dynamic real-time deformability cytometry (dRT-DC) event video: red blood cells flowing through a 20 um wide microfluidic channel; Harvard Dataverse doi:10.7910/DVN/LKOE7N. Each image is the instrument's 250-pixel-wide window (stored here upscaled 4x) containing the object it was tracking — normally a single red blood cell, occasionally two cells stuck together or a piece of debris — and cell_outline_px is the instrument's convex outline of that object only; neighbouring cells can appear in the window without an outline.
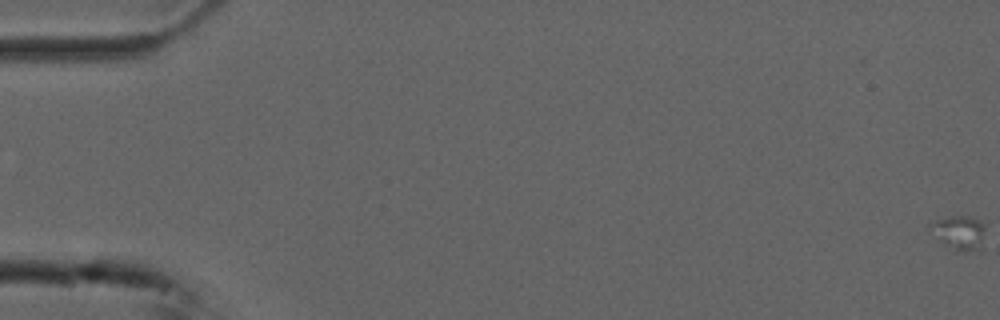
{"species": "common noctule bat (a hibernating species)", "species_latin": "Nyctalus noctula", "temperature_condition": "cold", "stored_images_in_passage": 16, "camera_frame_rate_fps": 3000, "um_per_image_px": 0.085, "animal": {"sex": "male", "forearm_length_mm": 52.5}, "frame": {"image": 1, "passage_image": 1, "time_ms": 0.0, "image_size_px": [1000, 320], "cell_outline_px": [[984, 228], [980, 248], [956, 248], [940, 244], [928, 224], [936, 220], [948, 216], [968, 216], [984, 224]], "centroid_in_image_um": [81.46, 19.7], "position_along_channel_um": 3.5, "area_um2": 10.23}}